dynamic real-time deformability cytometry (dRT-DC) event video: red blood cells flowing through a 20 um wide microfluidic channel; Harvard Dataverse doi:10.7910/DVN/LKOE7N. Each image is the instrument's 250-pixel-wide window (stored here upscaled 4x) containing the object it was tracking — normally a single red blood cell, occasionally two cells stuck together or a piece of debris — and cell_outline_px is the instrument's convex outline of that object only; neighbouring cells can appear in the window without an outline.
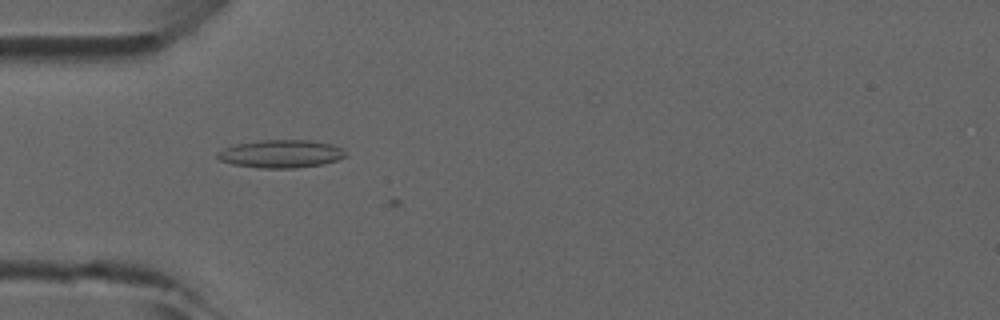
{"species": "common noctule bat (a hibernating species)", "species_latin": "Nyctalus noctula", "temperature_condition": "room temperature", "stored_images_in_passage": 18, "camera_frame_rate_fps": 3000, "um_per_image_px": 0.085, "animal": {"sex": "male", "forearm_length_mm": 52.5}, "frame": {"image": 1, "passage_image": 17, "time_ms": 5.333, "image_size_px": [1000, 320], "cell_outline_px": [[344, 156], [336, 160], [324, 164], [296, 168], [260, 168], [232, 164], [220, 160], [216, 156], [216, 152], [224, 148], [236, 144], [264, 140], [308, 140], [332, 144], [340, 148], [344, 152]], "centroid_in_image_um": [23.84, 13.08], "position_along_channel_um": 61.2, "area_um2": 20.69}}